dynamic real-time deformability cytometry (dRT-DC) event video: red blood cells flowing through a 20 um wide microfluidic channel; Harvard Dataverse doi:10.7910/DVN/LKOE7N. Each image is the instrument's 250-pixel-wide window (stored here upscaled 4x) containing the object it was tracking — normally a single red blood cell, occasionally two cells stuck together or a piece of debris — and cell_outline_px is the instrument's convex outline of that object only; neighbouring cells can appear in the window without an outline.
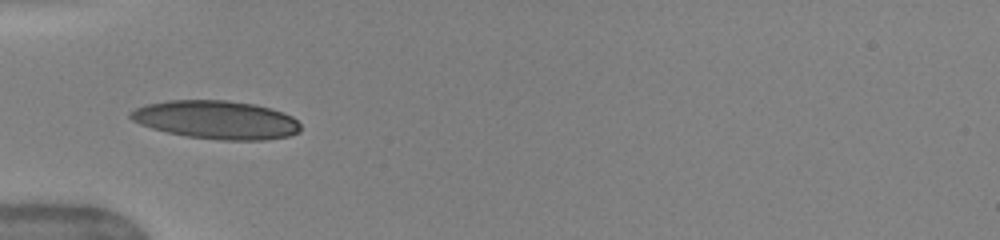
{"species": "human", "species_latin": "Homo sapiens", "temperature_condition": "warm", "stored_images_in_passage": 34, "camera_frame_rate_fps": 3000, "um_per_image_px": 0.085, "donor": {"sex": "female"}, "frame": {"image": 1, "passage_image": 1, "time_ms": 0.0, "image_size_px": [1000, 240], "cell_outline_px": [[300, 132], [288, 136], [264, 140], [220, 140], [188, 136], [168, 132], [152, 128], [140, 124], [132, 120], [128, 116], [128, 112], [144, 104], [168, 100], [228, 100], [256, 104], [292, 116], [300, 124]], "centroid_in_image_um": [18.36, 10.17], "position_along_channel_um": 66.6, "area_um2": 38.03}}
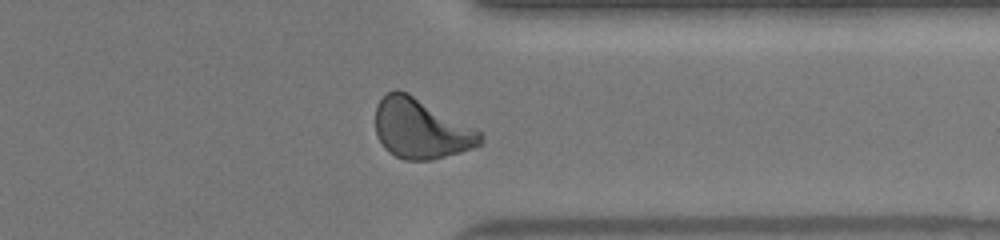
{"frame": {"image": 2, "passage_image": 24, "time_ms": 7.667, "image_size_px": [1000, 240], "cell_outline_px": [[484, 144], [460, 152], [432, 160], [404, 160], [388, 152], [384, 148], [376, 132], [376, 104], [388, 92], [396, 88], [408, 92], [480, 132], [484, 136]], "centroid_in_image_um": [35.77, 10.95], "position_along_channel_um": 375.6, "area_um2": 36.41}}
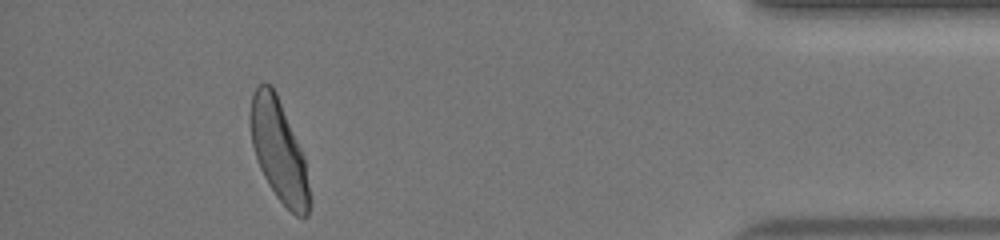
{"frame": {"image": 3, "passage_image": 30, "time_ms": 9.667, "image_size_px": [1000, 240], "cell_outline_px": [[308, 216], [296, 216], [276, 196], [268, 184], [260, 168], [252, 144], [248, 116], [252, 96], [256, 84], [272, 84], [276, 92], [304, 156], [308, 188]], "centroid_in_image_um": [23.65, 12.74], "position_along_channel_um": 411.6, "area_um2": 34.45}, "authors_computed_cell_mechanics": {"area_um2": 35.3447, "velocity_mm_per_s": 4.0639, "shape_relaxation_time_tau1_ms": 3.1644, "shape_relaxation_time_tau2_ms": 0.7938, "deformation_change_tau1": 0.1624, "deformation_change_tau2": 0.0702}}